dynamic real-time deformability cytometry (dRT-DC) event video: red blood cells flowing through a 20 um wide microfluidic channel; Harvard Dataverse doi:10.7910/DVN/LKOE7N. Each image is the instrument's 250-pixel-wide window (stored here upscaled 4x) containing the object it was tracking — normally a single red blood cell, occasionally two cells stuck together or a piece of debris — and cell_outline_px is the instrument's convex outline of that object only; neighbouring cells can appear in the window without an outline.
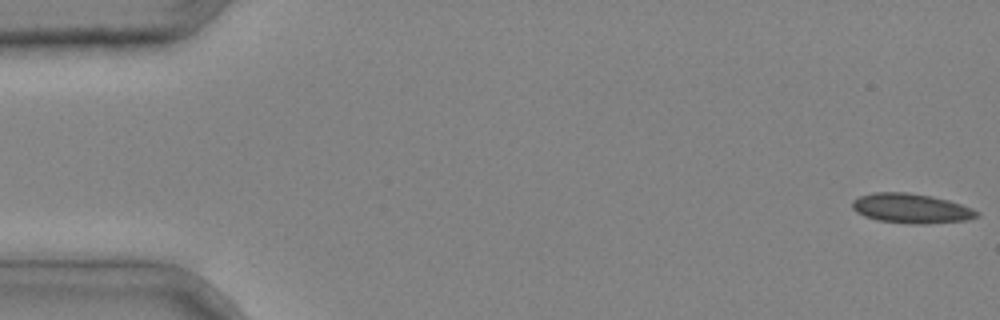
{"species": "common noctule bat (a hibernating species)", "species_latin": "Nyctalus noctula", "temperature_condition": "cold", "stored_images_in_passage": 42, "camera_frame_rate_fps": 3000, "um_per_image_px": 0.085, "animal": {"sex": "male", "body_mass_g": 20.4}, "frame": {"image": 1, "passage_image": 1, "time_ms": 0.0, "image_size_px": [1000, 320], "cell_outline_px": [[980, 216], [968, 220], [920, 224], [912, 224], [876, 220], [864, 216], [856, 212], [852, 208], [852, 200], [860, 196], [872, 192], [908, 192], [932, 196], [948, 200], [972, 208], [980, 212]], "centroid_in_image_um": [77.44, 17.71], "position_along_channel_um": 7.6, "area_um2": 21.68}}
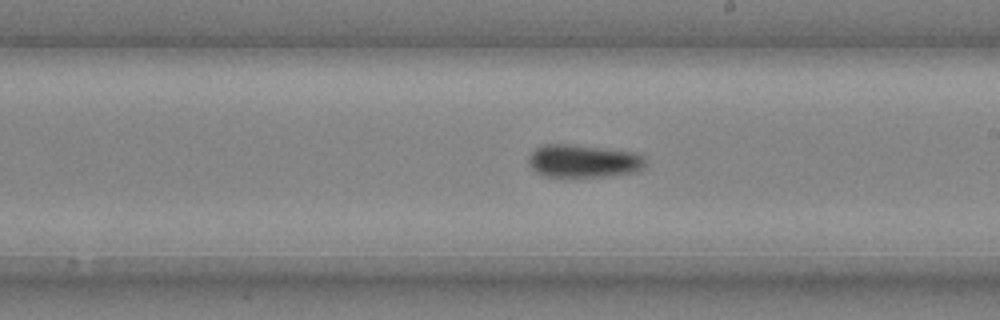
{"frame": {"image": 2, "passage_image": 25, "time_ms": 8.0, "image_size_px": [1000, 320], "cell_outline_px": [[644, 168], [636, 172], [608, 176], [544, 176], [536, 172], [528, 164], [528, 156], [536, 148], [544, 144], [572, 144], [608, 148], [636, 152], [644, 156]], "centroid_in_image_um": [49.6, 13.67], "position_along_channel_um": 239.4, "area_um2": 22.6}}
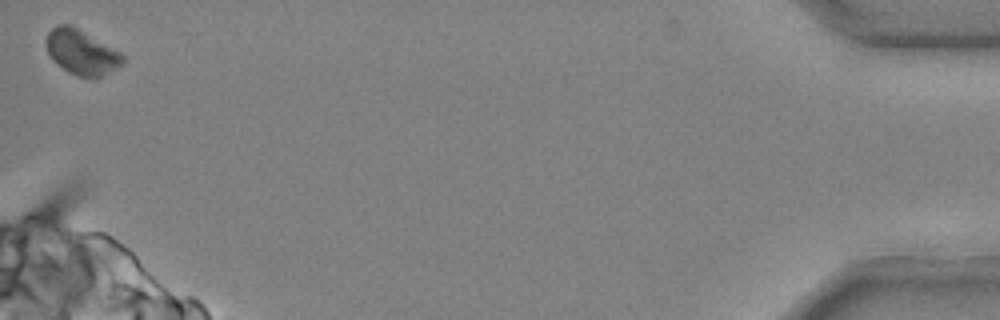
{"frame": {"image": 3, "passage_image": 42, "time_ms": 13.667, "image_size_px": [1000, 320], "cell_outline_px": [[124, 64], [104, 76], [80, 76], [68, 72], [56, 64], [48, 56], [44, 44], [44, 40], [48, 32], [56, 24], [68, 24], [76, 28], [120, 52], [124, 56]], "centroid_in_image_um": [6.88, 4.44], "position_along_channel_um": 428.3, "area_um2": 20.0}}